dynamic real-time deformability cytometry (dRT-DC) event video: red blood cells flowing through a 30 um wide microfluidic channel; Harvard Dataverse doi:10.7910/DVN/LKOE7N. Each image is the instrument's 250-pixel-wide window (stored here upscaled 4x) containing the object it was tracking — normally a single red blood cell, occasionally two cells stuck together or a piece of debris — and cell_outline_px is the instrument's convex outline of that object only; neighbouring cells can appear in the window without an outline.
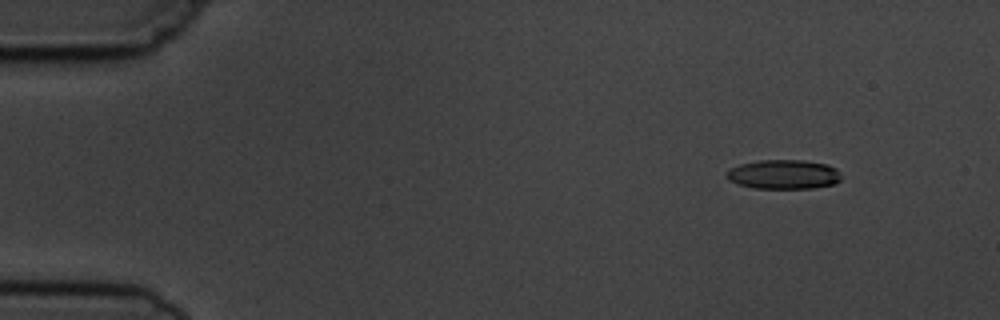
{"species": "common noctule bat (a hibernating species)", "species_latin": "Nyctalus noctula", "temperature_condition": "cold", "stored_images_in_passage": 5, "camera_frame_rate_fps": 3000, "um_per_image_px": 0.085, "animal": {"sex": "male", "body_mass_g": 19.5, "forearm_length_mm": 54.6}, "frame": {"image": 1, "passage_image": 2, "time_ms": 1.333, "image_size_px": [1000, 320], "cell_outline_px": [[840, 180], [836, 184], [812, 188], [752, 188], [728, 180], [728, 168], [740, 164], [760, 160], [804, 160], [828, 164], [836, 168], [840, 172]], "centroid_in_image_um": [66.64, 14.82], "position_along_channel_um": 18.4, "area_um2": 19.65}}
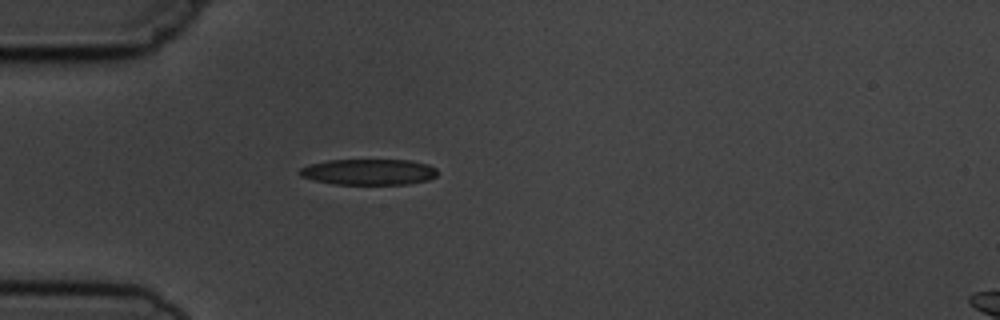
{"frame": {"image": 2, "passage_image": 5, "time_ms": 4.667, "image_size_px": [1000, 320], "cell_outline_px": [[440, 172], [436, 176], [428, 180], [408, 184], [332, 184], [312, 180], [300, 176], [296, 172], [300, 168], [308, 164], [328, 160], [408, 160], [428, 164], [436, 168]], "centroid_in_image_um": [31.32, 14.61], "position_along_channel_um": 53.7, "area_um2": 21.1}}